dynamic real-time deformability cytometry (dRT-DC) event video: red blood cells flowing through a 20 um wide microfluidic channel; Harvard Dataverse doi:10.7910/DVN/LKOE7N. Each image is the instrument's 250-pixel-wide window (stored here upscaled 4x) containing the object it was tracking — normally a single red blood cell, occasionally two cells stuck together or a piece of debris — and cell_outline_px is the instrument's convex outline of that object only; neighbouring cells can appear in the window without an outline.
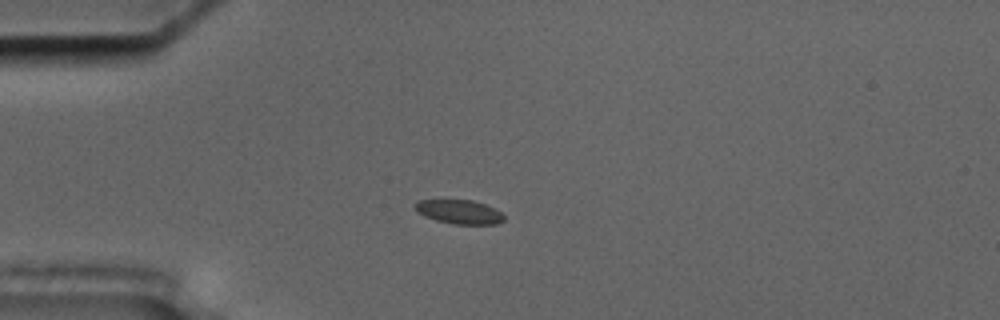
{"species": "common noctule bat (a hibernating species)", "species_latin": "Nyctalus noctula", "temperature_condition": "cold", "stored_images_in_passage": 57, "camera_frame_rate_fps": 3000, "um_per_image_px": 0.085, "animal": {"sex": "male", "body_mass_g": 17.5, "forearm_length_mm": 52.3}, "frame": {"image": 1, "passage_image": 15, "time_ms": 4.667, "image_size_px": [1000, 320], "cell_outline_px": [[504, 220], [496, 224], [452, 224], [436, 220], [424, 216], [416, 212], [412, 208], [412, 204], [420, 200], [472, 200], [496, 208], [504, 216]], "centroid_in_image_um": [38.99, 18.0], "position_along_channel_um": 46.0, "area_um2": 12.6}}
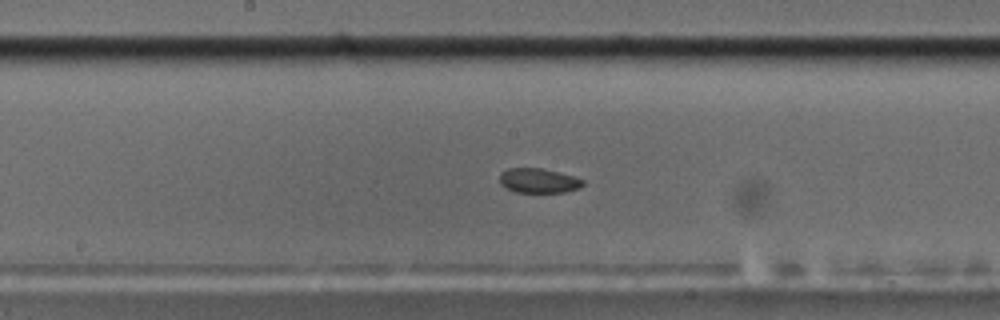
{"frame": {"image": 2, "passage_image": 30, "time_ms": 9.667, "image_size_px": [1000, 320], "cell_outline_px": [[584, 184], [580, 188], [564, 192], [516, 192], [500, 184], [500, 172], [508, 168], [540, 168], [572, 176], [584, 180]], "centroid_in_image_um": [45.76, 15.35], "position_along_channel_um": 202.4, "area_um2": 11.79}}
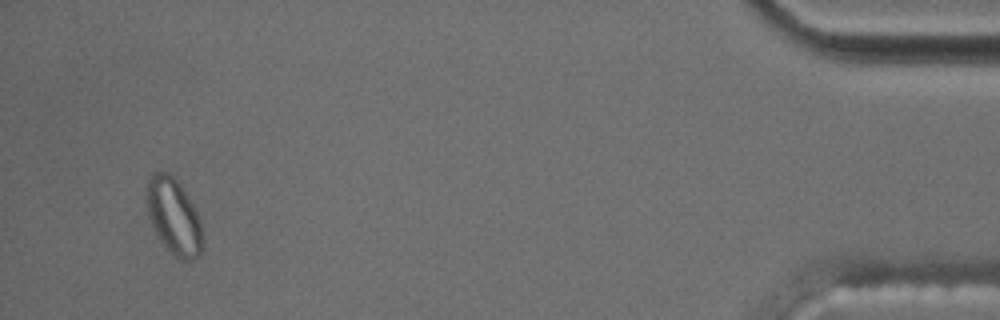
{"frame": {"image": 3, "passage_image": 55, "time_ms": 18.0, "image_size_px": [1000, 320], "cell_outline_px": [[204, 240], [200, 252], [196, 256], [188, 260], [184, 260], [176, 256], [160, 240], [152, 224], [148, 212], [148, 180], [152, 172], [168, 172], [180, 184], [192, 204], [200, 220]], "centroid_in_image_um": [14.79, 18.39], "position_along_channel_um": 420.4, "area_um2": 24.04}, "authors_computed_cell_mechanics": {"area_um2": 12.8316, "velocity_mm_per_s": 3.5137, "shape_relaxation_time_tau1_ms": null, "shape_relaxation_time_tau2_ms": 2.0091, "deformation_change_tau1": null, "deformation_change_tau2": 0.0461}}